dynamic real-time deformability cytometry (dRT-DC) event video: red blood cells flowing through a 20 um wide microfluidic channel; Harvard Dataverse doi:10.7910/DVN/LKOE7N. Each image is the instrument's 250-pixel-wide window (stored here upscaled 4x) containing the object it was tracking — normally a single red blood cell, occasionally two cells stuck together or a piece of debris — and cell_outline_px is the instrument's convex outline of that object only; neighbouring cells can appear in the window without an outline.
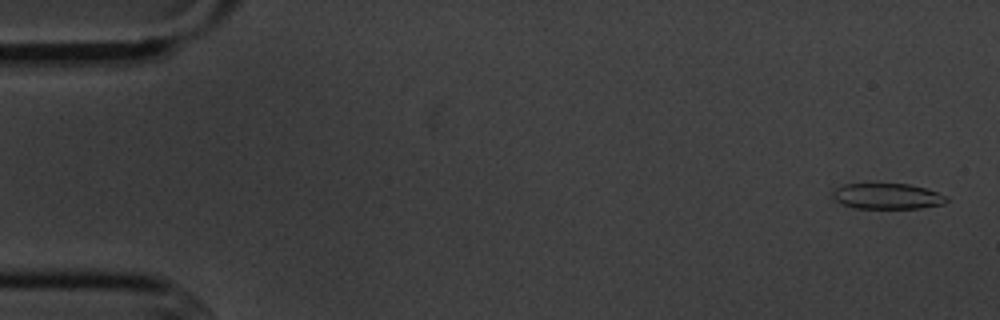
{"species": "common noctule bat (a hibernating species)", "species_latin": "Nyctalus noctula", "temperature_condition": "cold", "stored_images_in_passage": 4, "camera_frame_rate_fps": 3000, "um_per_image_px": 0.085, "animal": {"sex": "male", "body_mass_g": 20.1, "forearm_length_mm": 53.5}, "frame": {"image": 1, "passage_image": 1, "time_ms": 0.0, "image_size_px": [1000, 320], "cell_outline_px": [[948, 200], [944, 204], [920, 208], [856, 208], [844, 204], [836, 200], [832, 196], [832, 188], [844, 184], [868, 180], [908, 184], [924, 188], [948, 196]], "centroid_in_image_um": [75.35, 16.61], "position_along_channel_um": 9.7, "area_um2": 17.92}}